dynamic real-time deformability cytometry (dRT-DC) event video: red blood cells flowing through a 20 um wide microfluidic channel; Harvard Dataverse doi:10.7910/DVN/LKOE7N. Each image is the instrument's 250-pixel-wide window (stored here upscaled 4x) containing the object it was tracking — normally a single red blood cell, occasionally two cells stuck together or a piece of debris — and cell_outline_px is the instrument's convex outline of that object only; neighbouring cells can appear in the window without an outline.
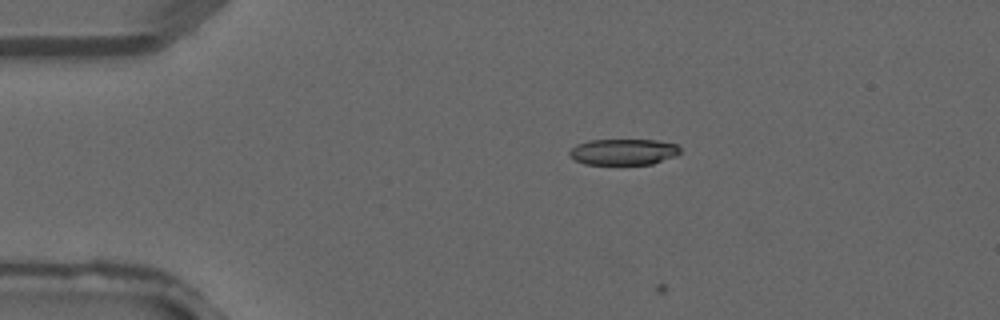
{"species": "common noctule bat (a hibernating species)", "species_latin": "Nyctalus noctula", "temperature_condition": "warm", "stored_images_in_passage": 3, "camera_frame_rate_fps": 3000, "um_per_image_px": 0.085, "animal": {"sex": "male", "forearm_length_mm": 52.5}, "frame": {"image": 1, "passage_image": 2, "time_ms": 0.333, "image_size_px": [1000, 320], "cell_outline_px": [[680, 152], [676, 156], [652, 164], [584, 164], [568, 156], [568, 152], [576, 144], [588, 140], [656, 140], [676, 144], [680, 148]], "centroid_in_image_um": [52.97, 12.91], "position_along_channel_um": 32.0, "area_um2": 16.88}}